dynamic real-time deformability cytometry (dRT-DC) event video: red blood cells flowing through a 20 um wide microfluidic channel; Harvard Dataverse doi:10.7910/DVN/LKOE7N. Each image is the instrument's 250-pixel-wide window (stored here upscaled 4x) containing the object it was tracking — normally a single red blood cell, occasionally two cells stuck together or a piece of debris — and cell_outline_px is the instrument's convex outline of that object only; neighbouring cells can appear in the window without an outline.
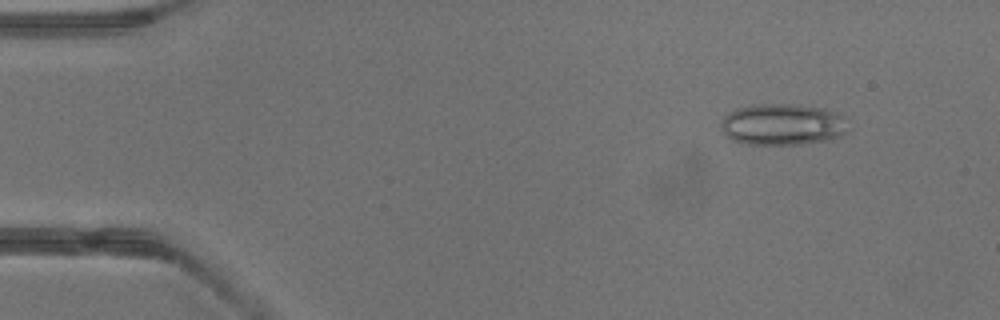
{"species": "common noctule bat (a hibernating species)", "species_latin": "Nyctalus noctula", "temperature_condition": "warm", "stored_images_in_passage": 40, "camera_frame_rate_fps": 3000, "um_per_image_px": 0.085, "animal": {"sex": "male", "body_mass_g": 13.3}, "frame": {"image": 1, "passage_image": 5, "time_ms": 1.333, "image_size_px": [1000, 320], "cell_outline_px": [[848, 132], [840, 136], [828, 140], [800, 144], [748, 144], [732, 140], [724, 136], [720, 128], [720, 124], [724, 116], [728, 112], [736, 108], [752, 104], [792, 104], [824, 108], [844, 116]], "centroid_in_image_um": [66.48, 10.57], "position_along_channel_um": 18.5, "area_um2": 31.04}}
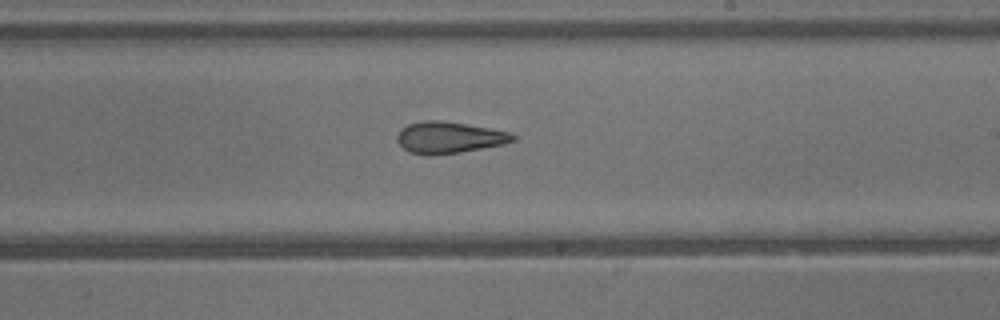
{"frame": {"image": 2, "passage_image": 24, "time_ms": 7.667, "image_size_px": [1000, 320], "cell_outline_px": [[516, 140], [504, 144], [460, 152], [432, 156], [428, 156], [408, 152], [396, 140], [396, 136], [400, 128], [408, 124], [424, 120], [440, 120], [488, 128], [508, 132], [516, 136]], "centroid_in_image_um": [38.12, 11.7], "position_along_channel_um": 250.9, "area_um2": 21.33}}
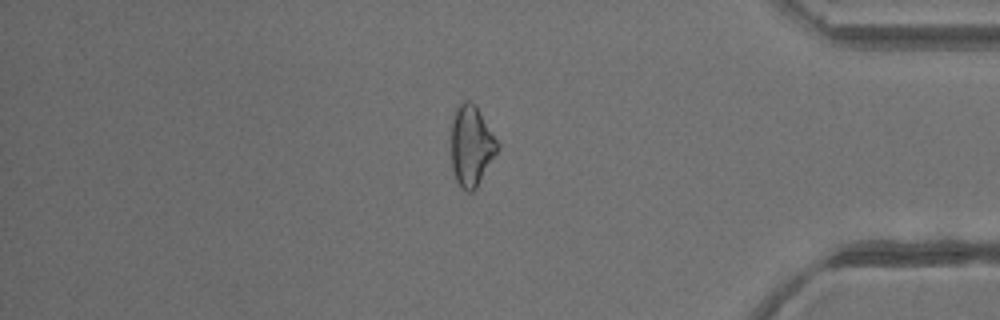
{"frame": {"image": 3, "passage_image": 34, "time_ms": 11.0, "image_size_px": [1000, 320], "cell_outline_px": [[500, 148], [476, 188], [472, 192], [468, 192], [460, 188], [456, 180], [452, 168], [452, 116], [456, 104], [460, 100], [472, 100], [476, 104], [500, 144]], "centroid_in_image_um": [40.07, 12.34], "position_along_channel_um": 395.1, "area_um2": 22.25}}